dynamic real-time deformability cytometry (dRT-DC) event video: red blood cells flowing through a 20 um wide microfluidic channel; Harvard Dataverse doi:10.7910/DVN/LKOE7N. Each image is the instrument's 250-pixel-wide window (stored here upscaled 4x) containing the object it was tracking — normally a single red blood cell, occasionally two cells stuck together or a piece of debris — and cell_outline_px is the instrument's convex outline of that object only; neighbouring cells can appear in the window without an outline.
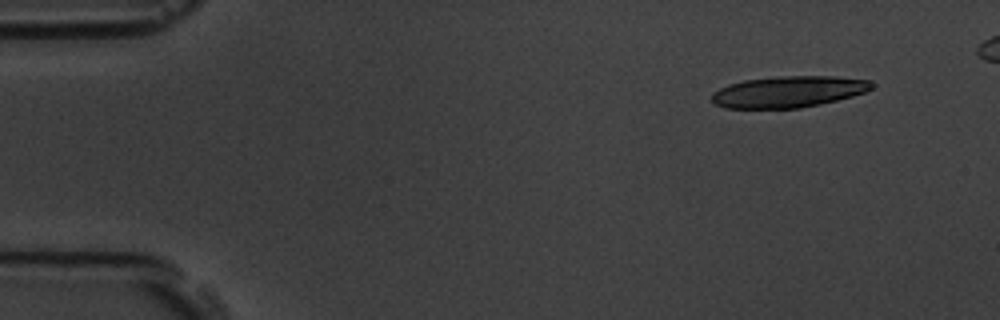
{"species": "common noctule bat (a hibernating species)", "species_latin": "Nyctalus noctula", "temperature_condition": "room temperature", "stored_images_in_passage": 10, "camera_frame_rate_fps": 3000, "um_per_image_px": 0.085, "animal": {"sex": "male", "body_mass_g": 19.5, "forearm_length_mm": 54.6}, "frame": {"image": 1, "passage_image": 1, "time_ms": 0.0, "image_size_px": [1000, 320], "cell_outline_px": [[872, 88], [868, 92], [820, 104], [800, 108], [724, 108], [712, 104], [712, 92], [728, 84], [744, 80], [776, 76], [836, 76], [872, 80]], "centroid_in_image_um": [67.01, 7.79], "position_along_channel_um": 18.0, "area_um2": 29.48}}
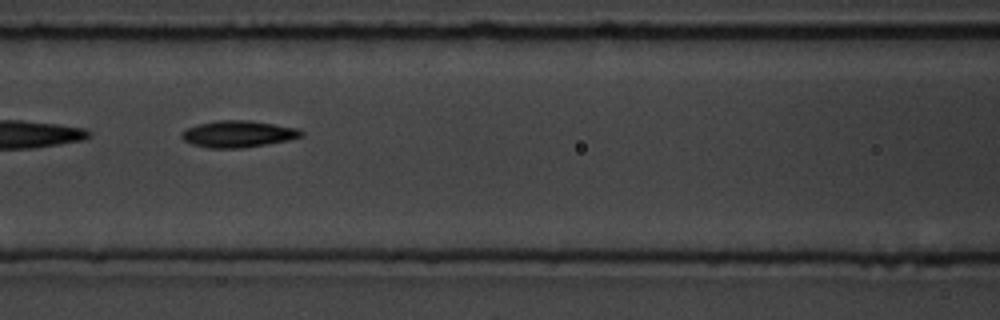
{"frame": {"image": 2, "passage_image": 7, "time_ms": 6.667, "image_size_px": [1000, 320], "cell_outline_px": [[304, 136], [288, 140], [240, 148], [208, 148], [192, 144], [184, 140], [180, 136], [180, 132], [196, 124], [216, 120], [248, 120], [296, 128], [304, 132]], "centroid_in_image_um": [20.19, 11.38], "position_along_channel_um": 146.4, "area_um2": 18.5}}
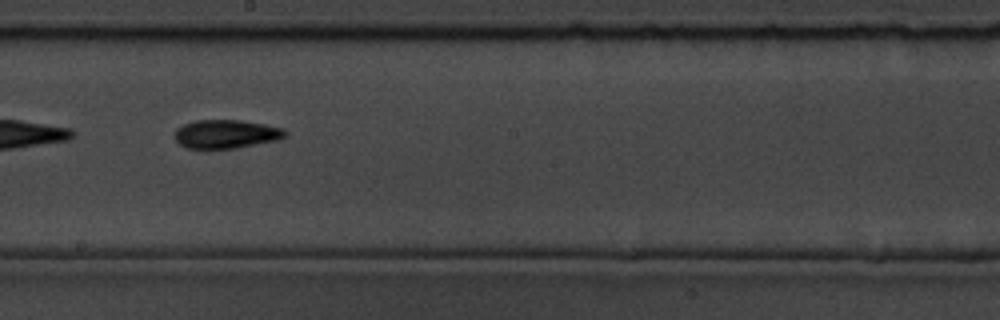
{"frame": {"image": 3, "passage_image": 9, "time_ms": 9.0, "image_size_px": [1000, 320], "cell_outline_px": [[288, 136], [280, 140], [236, 148], [188, 148], [180, 144], [176, 140], [176, 128], [184, 124], [196, 120], [244, 120], [284, 128], [288, 132]], "centroid_in_image_um": [19.3, 11.38], "position_along_channel_um": 228.9, "area_um2": 18.55}}